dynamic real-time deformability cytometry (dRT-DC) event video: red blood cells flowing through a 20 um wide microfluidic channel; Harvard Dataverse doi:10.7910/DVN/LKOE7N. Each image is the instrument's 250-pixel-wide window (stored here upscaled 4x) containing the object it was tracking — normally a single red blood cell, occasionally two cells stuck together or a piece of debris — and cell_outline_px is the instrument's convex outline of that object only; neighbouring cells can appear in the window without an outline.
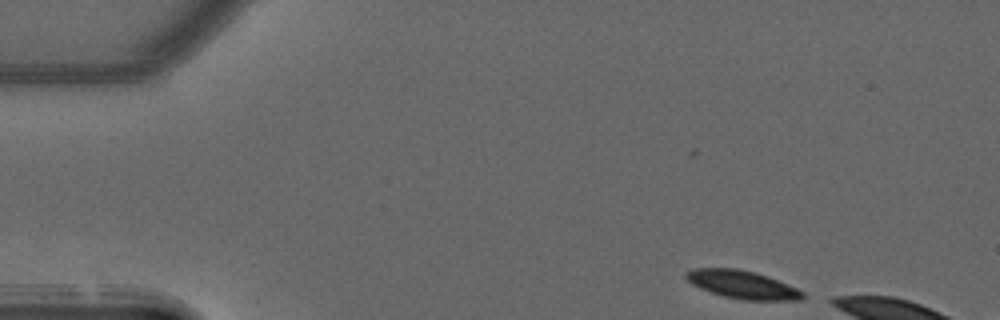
{"species": "common noctule bat (a hibernating species)", "species_latin": "Nyctalus noctula", "temperature_condition": "warm", "stored_images_in_passage": 6, "camera_frame_rate_fps": 3000, "um_per_image_px": 0.085, "animal": {"sex": "male", "forearm_length_mm": 52.5}, "frame": {"image": 1, "passage_image": 1, "time_ms": 0.0, "image_size_px": [1000, 320], "cell_outline_px": [[808, 296], [800, 300], [744, 300], [724, 296], [700, 288], [692, 284], [684, 276], [684, 272], [692, 268], [736, 268], [756, 272], [768, 276], [788, 284], [804, 292]], "centroid_in_image_um": [63.11, 24.18], "position_along_channel_um": 21.9, "area_um2": 19.19}}